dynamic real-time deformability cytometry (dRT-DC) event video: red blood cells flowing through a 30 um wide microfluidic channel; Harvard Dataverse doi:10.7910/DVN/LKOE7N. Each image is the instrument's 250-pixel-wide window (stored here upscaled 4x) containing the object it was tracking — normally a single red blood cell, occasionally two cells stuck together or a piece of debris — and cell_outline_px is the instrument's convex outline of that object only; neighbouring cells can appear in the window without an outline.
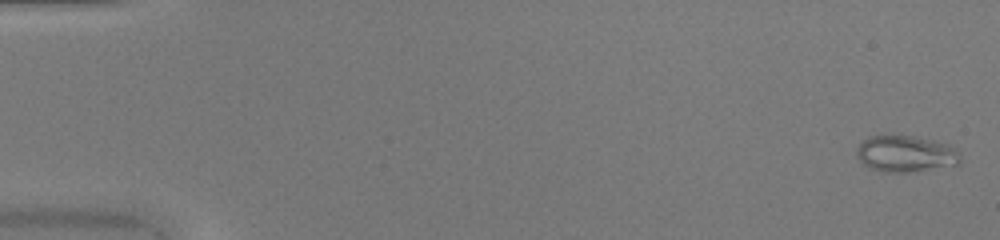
{"species": "common noctule bat (a hibernating species)", "species_latin": "Nyctalus noctula", "temperature_condition": "warm", "stored_images_in_passage": 50, "camera_frame_rate_fps": 3000, "um_per_image_px": 0.085, "animal": {"sex": "female", "body_mass_g": 20.0, "forearm_length_mm": 54.0}, "frame": {"image": 1, "passage_image": 2, "time_ms": 0.333, "image_size_px": [1000, 240], "cell_outline_px": [[960, 160], [956, 164], [908, 172], [884, 172], [868, 168], [856, 156], [856, 148], [868, 136], [912, 136], [948, 144], [956, 148], [960, 152]], "centroid_in_image_um": [76.95, 13.07], "position_along_channel_um": 8.1, "area_um2": 21.73}}
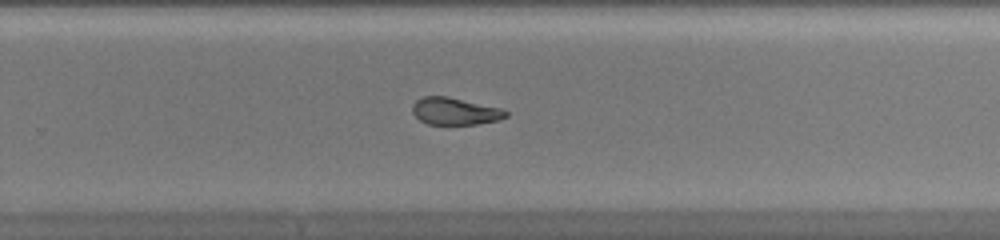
{"frame": {"image": 2, "passage_image": 34, "time_ms": 11.0, "image_size_px": [1000, 240], "cell_outline_px": [[508, 116], [500, 120], [476, 124], [428, 124], [420, 120], [412, 112], [412, 104], [416, 100], [424, 96], [448, 96], [500, 108], [508, 112]], "centroid_in_image_um": [38.67, 9.45], "position_along_channel_um": 291.1, "area_um2": 14.8}}
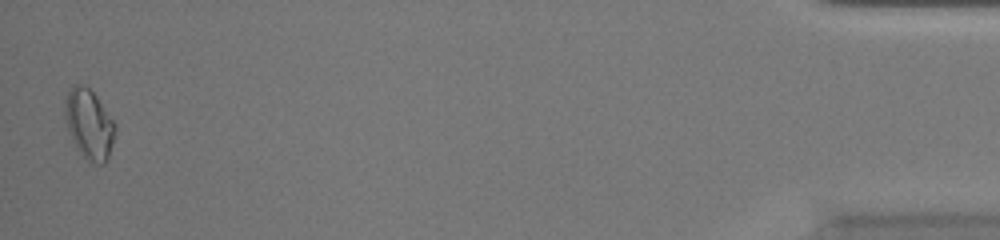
{"frame": {"image": 3, "passage_image": 50, "time_ms": 16.333, "image_size_px": [1000, 240], "cell_outline_px": [[116, 132], [108, 156], [104, 164], [88, 164], [76, 148], [64, 120], [64, 100], [68, 88], [72, 84], [80, 84], [88, 88], [96, 96], [116, 124]], "centroid_in_image_um": [7.54, 10.56], "position_along_channel_um": 427.7, "area_um2": 20.81}, "authors_computed_cell_mechanics": {"area_um2": 17.5134, "velocity_mm_per_s": 4.1886, "shape_relaxation_time_tau1_ms": null, "shape_relaxation_time_tau2_ms": 1.4243, "deformation_change_tau1": null, "deformation_change_tau2": 0.0718}}